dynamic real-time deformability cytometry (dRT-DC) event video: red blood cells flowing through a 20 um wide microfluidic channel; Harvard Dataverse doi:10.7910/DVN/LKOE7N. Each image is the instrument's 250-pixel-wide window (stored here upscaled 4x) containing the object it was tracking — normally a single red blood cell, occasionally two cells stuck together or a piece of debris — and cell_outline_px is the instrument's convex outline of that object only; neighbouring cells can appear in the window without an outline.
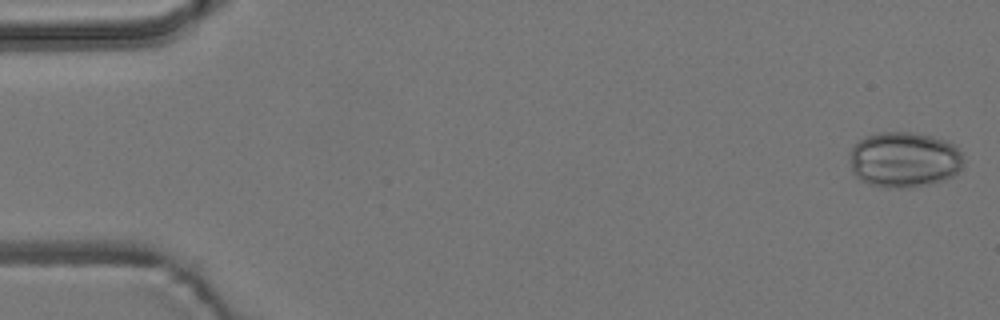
{"species": "common noctule bat (a hibernating species)", "species_latin": "Nyctalus noctula", "temperature_condition": "room temperature", "stored_images_in_passage": 5, "camera_frame_rate_fps": 3000, "um_per_image_px": 0.085, "animal": {"sex": "male", "body_mass_g": 19.2, "forearm_length_mm": 51.8}, "frame": {"image": 1, "passage_image": 1, "time_ms": 0.0, "image_size_px": [1000, 320], "cell_outline_px": [[960, 172], [944, 180], [912, 188], [884, 188], [868, 184], [860, 180], [852, 172], [852, 148], [864, 136], [876, 132], [908, 132], [932, 136], [956, 144], [960, 152]], "centroid_in_image_um": [76.85, 13.58], "position_along_channel_um": 8.2, "area_um2": 36.88}}